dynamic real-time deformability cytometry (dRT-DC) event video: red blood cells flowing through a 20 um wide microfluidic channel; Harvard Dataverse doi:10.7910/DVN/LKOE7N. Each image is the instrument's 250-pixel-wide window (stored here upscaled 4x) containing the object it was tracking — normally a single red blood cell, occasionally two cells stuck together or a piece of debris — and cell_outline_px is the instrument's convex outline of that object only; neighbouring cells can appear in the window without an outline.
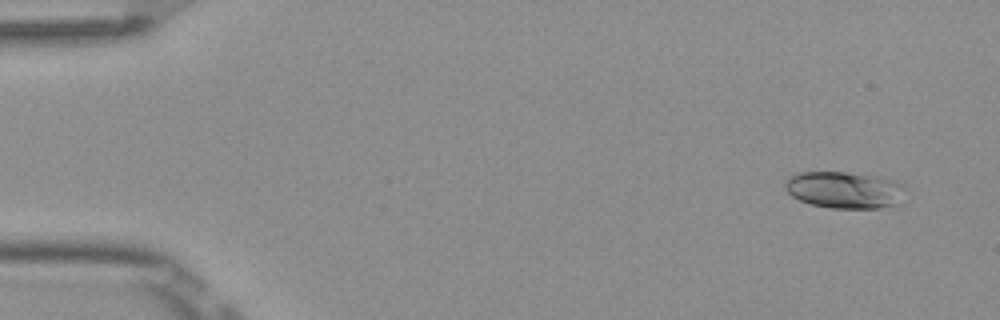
{"species": "Egyptian fruit bat (a non-hibernating species)", "species_latin": "Rousettus aegyptiacus", "temperature_condition": "room temperature", "stored_images_in_passage": 4, "camera_frame_rate_fps": 3000, "um_per_image_px": 0.085, "frame": {"image": 1, "passage_image": 1, "time_ms": 0.0, "image_size_px": [1000, 320], "cell_outline_px": [[904, 188], [900, 204], [880, 208], [832, 208], [808, 204], [792, 196], [784, 188], [784, 184], [792, 176], [800, 172], [844, 172], [880, 176], [896, 180], [904, 184]], "centroid_in_image_um": [71.82, 16.15], "position_along_channel_um": 13.2, "area_um2": 26.01}}